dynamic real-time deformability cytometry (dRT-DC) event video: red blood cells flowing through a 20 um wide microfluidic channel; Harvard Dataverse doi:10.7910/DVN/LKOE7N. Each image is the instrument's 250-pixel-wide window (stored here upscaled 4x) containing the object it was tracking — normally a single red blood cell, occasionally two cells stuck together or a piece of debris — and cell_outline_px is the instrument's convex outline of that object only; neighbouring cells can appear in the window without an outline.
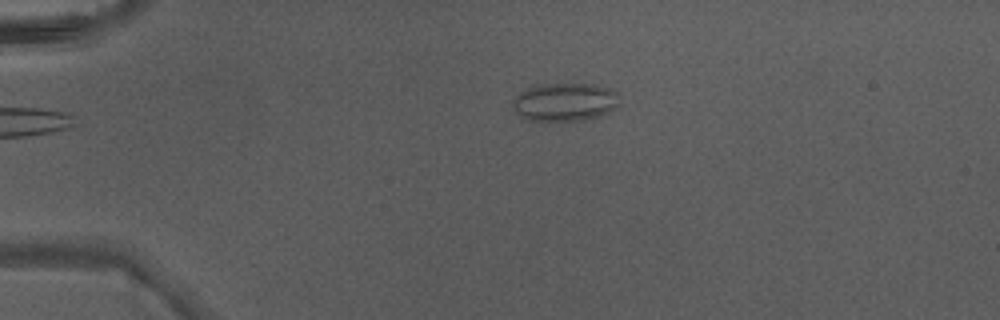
{"species": "Egyptian fruit bat (a non-hibernating species)", "species_latin": "Rousettus aegyptiacus", "temperature_condition": "warm", "stored_images_in_passage": 5, "camera_frame_rate_fps": 3000, "um_per_image_px": 0.085, "animal": {"sex": "male"}, "frame": {"image": 1, "passage_image": 4, "time_ms": 1.0, "image_size_px": [1000, 320], "cell_outline_px": [[620, 104], [608, 112], [596, 116], [580, 120], [528, 120], [520, 116], [512, 108], [512, 100], [520, 92], [536, 84], [592, 84], [612, 88], [620, 92]], "centroid_in_image_um": [48.03, 8.65], "position_along_channel_um": 37.0, "area_um2": 23.93}}